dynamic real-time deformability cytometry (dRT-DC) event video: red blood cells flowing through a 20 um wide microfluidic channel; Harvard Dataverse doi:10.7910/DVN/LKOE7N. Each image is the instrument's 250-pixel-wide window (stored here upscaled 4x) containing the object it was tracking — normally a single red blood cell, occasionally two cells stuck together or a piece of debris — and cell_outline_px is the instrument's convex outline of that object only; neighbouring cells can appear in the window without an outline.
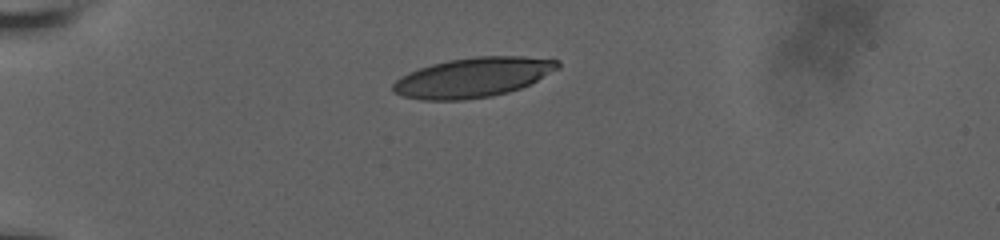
{"species": "human", "species_latin": "Homo sapiens", "temperature_condition": "room temperature", "stored_images_in_passage": 5, "camera_frame_rate_fps": 3000, "um_per_image_px": 0.085, "donor": {"sex": "male"}, "frame": {"image": 1, "passage_image": 1, "time_ms": 0.0, "image_size_px": [1000, 240], "cell_outline_px": [[560, 68], [520, 88], [508, 92], [492, 96], [460, 100], [420, 100], [400, 96], [392, 92], [392, 84], [396, 80], [408, 72], [432, 64], [448, 60], [476, 56], [524, 56], [560, 60]], "centroid_in_image_um": [40.18, 6.58], "position_along_channel_um": 44.8, "area_um2": 38.21}}
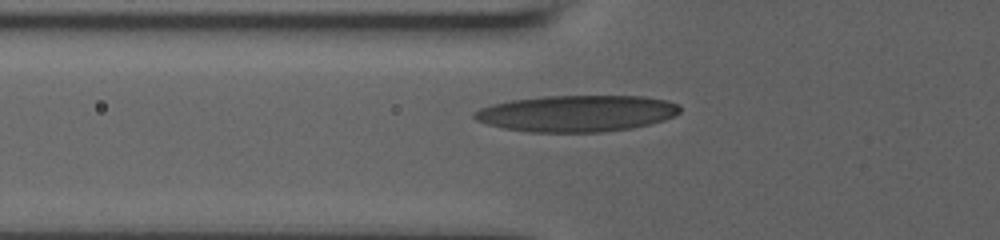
{"frame": {"image": 2, "passage_image": 4, "time_ms": 2.0, "image_size_px": [1000, 240], "cell_outline_px": [[680, 112], [664, 120], [632, 128], [600, 132], [528, 132], [504, 128], [488, 124], [476, 120], [472, 116], [472, 112], [480, 108], [492, 104], [512, 100], [544, 96], [644, 96], [668, 100], [680, 104]], "centroid_in_image_um": [49.02, 9.63], "position_along_channel_um": 76.8, "area_um2": 43.75}}